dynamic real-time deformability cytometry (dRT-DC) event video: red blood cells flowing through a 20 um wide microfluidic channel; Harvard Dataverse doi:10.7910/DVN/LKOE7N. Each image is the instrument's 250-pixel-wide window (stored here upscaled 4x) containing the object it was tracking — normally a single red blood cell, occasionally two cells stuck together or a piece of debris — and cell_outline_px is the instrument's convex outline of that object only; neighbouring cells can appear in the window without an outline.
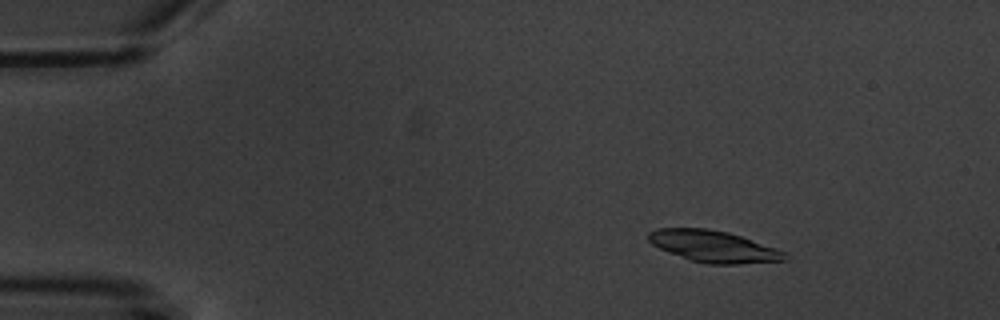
{"species": "common noctule bat (a hibernating species)", "species_latin": "Nyctalus noctula", "temperature_condition": "warm", "stored_images_in_passage": 14, "camera_frame_rate_fps": 3000, "um_per_image_px": 0.085, "animal": {"sex": "male", "body_mass_g": 20.1, "forearm_length_mm": 53.5}, "frame": {"image": 1, "passage_image": 3, "time_ms": 2.333, "image_size_px": [1000, 320], "cell_outline_px": [[788, 260], [736, 264], [708, 264], [688, 260], [660, 248], [652, 244], [648, 240], [648, 232], [656, 228], [708, 228], [728, 232], [776, 248], [784, 252], [788, 256]], "centroid_in_image_um": [60.63, 20.94], "position_along_channel_um": 24.4, "area_um2": 25.09}}
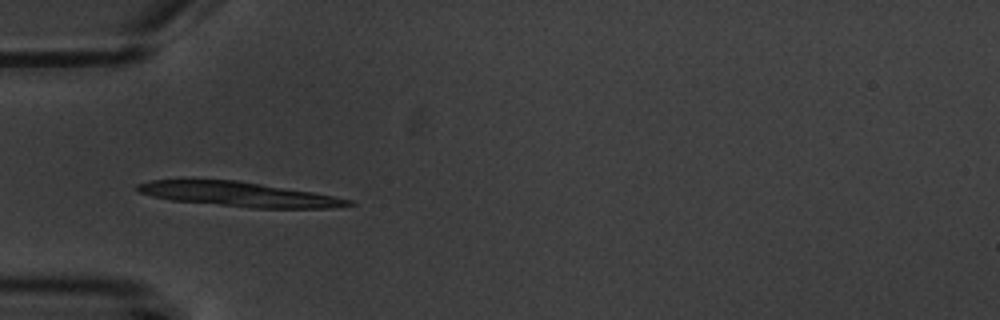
{"frame": {"image": 2, "passage_image": 5, "time_ms": 5.667, "image_size_px": [1000, 320], "cell_outline_px": [[356, 204], [332, 208], [252, 208], [172, 200], [152, 196], [140, 192], [132, 188], [136, 184], [152, 180], [240, 180], [312, 192], [352, 200]], "centroid_in_image_um": [20.29, 16.51], "position_along_channel_um": 64.7, "area_um2": 30.17}}